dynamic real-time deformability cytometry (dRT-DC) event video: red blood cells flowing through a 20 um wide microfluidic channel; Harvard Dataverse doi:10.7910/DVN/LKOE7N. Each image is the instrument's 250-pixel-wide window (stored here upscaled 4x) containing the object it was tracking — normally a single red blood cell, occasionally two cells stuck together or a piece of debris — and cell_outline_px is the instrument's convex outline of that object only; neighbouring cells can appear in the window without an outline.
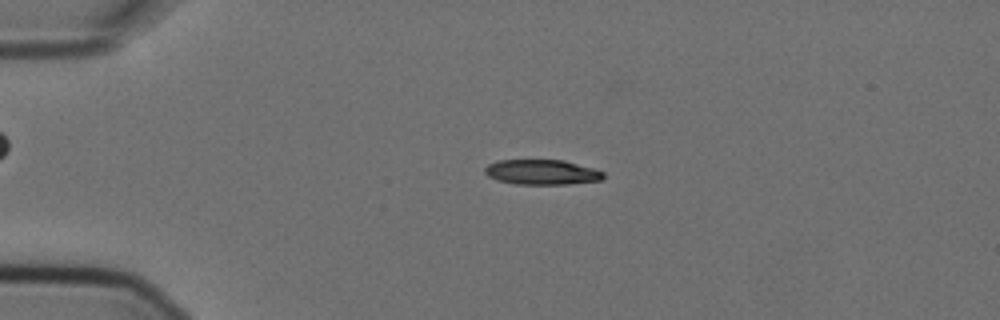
{"species": "Egyptian fruit bat (a non-hibernating species)", "species_latin": "Rousettus aegyptiacus", "temperature_condition": "cold", "stored_images_in_passage": 4, "camera_frame_rate_fps": 3000, "um_per_image_px": 0.085, "animal": {"sex": "female"}, "frame": {"image": 1, "passage_image": 2, "time_ms": 0.333, "image_size_px": [1000, 320], "cell_outline_px": [[604, 176], [600, 180], [568, 184], [516, 184], [496, 180], [488, 176], [484, 172], [484, 168], [488, 164], [500, 160], [564, 160], [592, 168], [604, 172]], "centroid_in_image_um": [46.03, 14.63], "position_along_channel_um": 39.0, "area_um2": 17.22}}
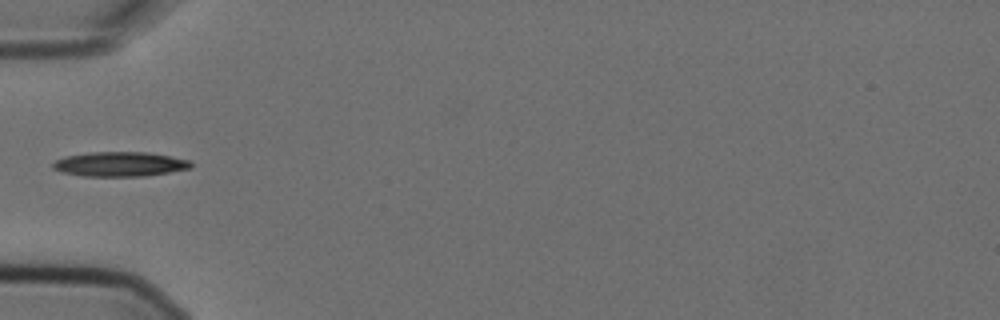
{"frame": {"image": 2, "passage_image": 3, "time_ms": 0.667, "image_size_px": [1000, 320], "cell_outline_px": [[192, 168], [144, 176], [84, 176], [64, 172], [52, 168], [52, 164], [56, 160], [64, 156], [88, 152], [148, 152], [188, 160], [192, 164]], "centroid_in_image_um": [10.16, 13.94], "position_along_channel_um": 74.8, "area_um2": 19.65}}
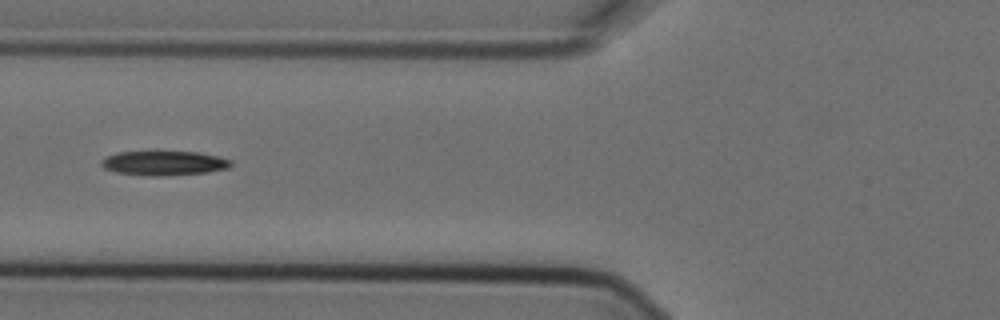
{"frame": {"image": 3, "passage_image": 4, "time_ms": 1.0, "image_size_px": [1000, 320], "cell_outline_px": [[232, 164], [228, 168], [208, 172], [160, 176], [148, 176], [116, 172], [104, 168], [100, 164], [100, 160], [116, 152], [196, 152], [216, 156], [232, 160]], "centroid_in_image_um": [13.92, 13.87], "position_along_channel_um": 111.9, "area_um2": 18.32}}